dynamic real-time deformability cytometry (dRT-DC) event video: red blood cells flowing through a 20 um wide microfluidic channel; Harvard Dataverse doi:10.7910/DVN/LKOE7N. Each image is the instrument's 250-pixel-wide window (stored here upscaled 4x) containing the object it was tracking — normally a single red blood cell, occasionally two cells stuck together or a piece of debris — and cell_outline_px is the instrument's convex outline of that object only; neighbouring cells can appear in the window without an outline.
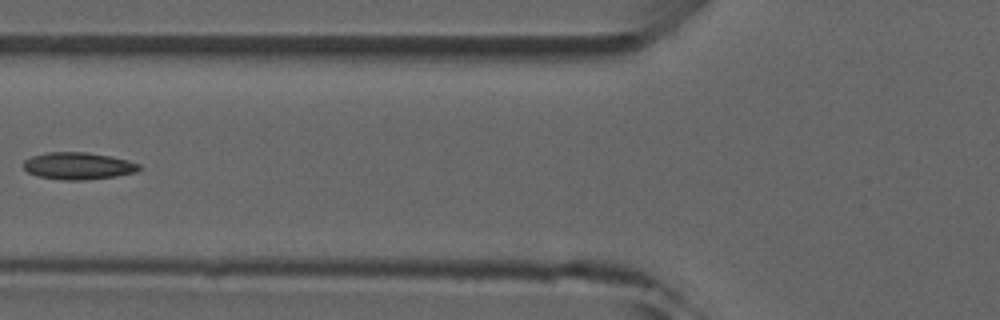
{"species": "common noctule bat (a hibernating species)", "species_latin": "Nyctalus noctula", "temperature_condition": "room temperature", "stored_images_in_passage": 6, "camera_frame_rate_fps": 3000, "um_per_image_px": 0.085, "animal": {"sex": "male", "forearm_length_mm": 52.5}, "frame": {"image": 1, "passage_image": 5, "time_ms": 4.667, "image_size_px": [1000, 320], "cell_outline_px": [[140, 168], [136, 172], [116, 176], [88, 180], [60, 180], [36, 176], [28, 172], [24, 168], [24, 160], [32, 156], [48, 152], [84, 152], [108, 156], [140, 164]], "centroid_in_image_um": [6.6, 14.12], "position_along_channel_um": 119.2, "area_um2": 18.15}}
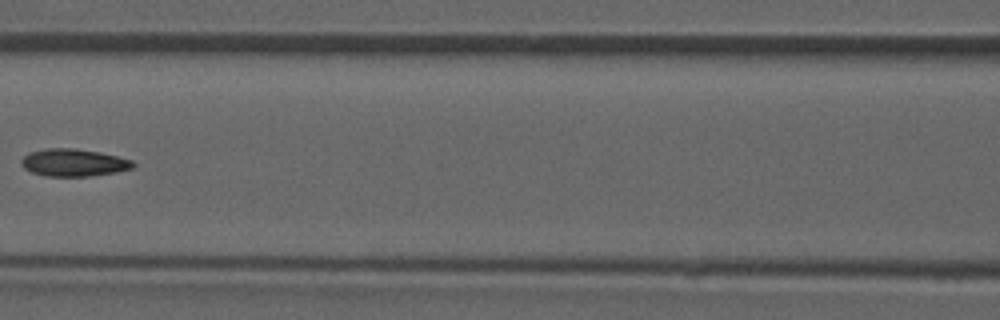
{"frame": {"image": 2, "passage_image": 6, "time_ms": 5.667, "image_size_px": [1000, 320], "cell_outline_px": [[136, 164], [132, 168], [116, 172], [88, 176], [44, 176], [32, 172], [24, 168], [20, 164], [20, 160], [28, 152], [44, 148], [72, 148], [100, 152], [132, 160]], "centroid_in_image_um": [6.22, 13.81], "position_along_channel_um": 160.4, "area_um2": 17.92}}